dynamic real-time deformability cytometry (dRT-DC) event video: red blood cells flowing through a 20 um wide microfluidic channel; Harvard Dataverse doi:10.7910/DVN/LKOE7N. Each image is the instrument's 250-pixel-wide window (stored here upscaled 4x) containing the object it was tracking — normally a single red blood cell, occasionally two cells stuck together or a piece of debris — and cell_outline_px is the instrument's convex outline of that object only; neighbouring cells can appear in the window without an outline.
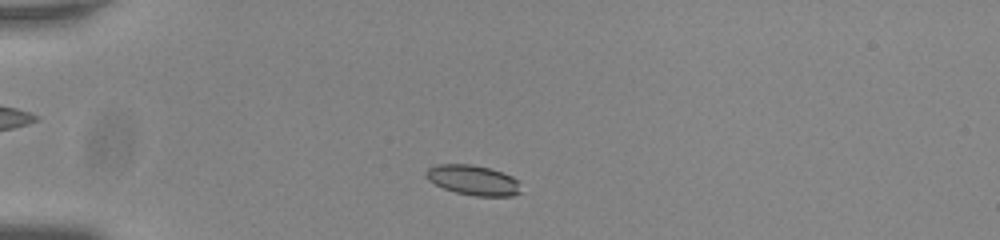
{"species": "common noctule bat (a hibernating species)", "species_latin": "Nyctalus noctula", "temperature_condition": "room temperature", "stored_images_in_passage": 43, "camera_frame_rate_fps": 3000, "um_per_image_px": 0.085, "animal": {"sex": "male", "body_mass_g": 20.0, "forearm_length_mm": 53.3}, "frame": {"image": 1, "passage_image": 3, "time_ms": 0.667, "image_size_px": [1000, 240], "cell_outline_px": [[520, 192], [512, 196], [476, 196], [456, 192], [444, 188], [428, 180], [424, 176], [424, 172], [428, 168], [436, 164], [472, 164], [488, 168], [512, 176], [520, 180]], "centroid_in_image_um": [40.21, 15.3], "position_along_channel_um": 44.8, "area_um2": 16.65}}
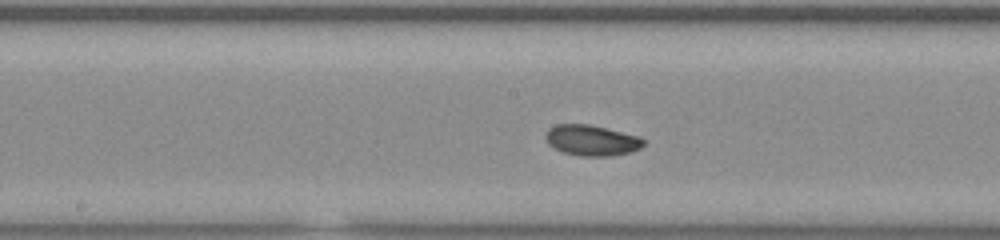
{"frame": {"image": 2, "passage_image": 18, "time_ms": 5.667, "image_size_px": [1000, 240], "cell_outline_px": [[644, 144], [640, 148], [628, 152], [608, 156], [580, 156], [564, 152], [548, 144], [544, 136], [548, 128], [556, 124], [588, 124], [640, 136], [644, 140]], "centroid_in_image_um": [50.26, 11.92], "position_along_channel_um": 197.9, "area_um2": 17.4}}
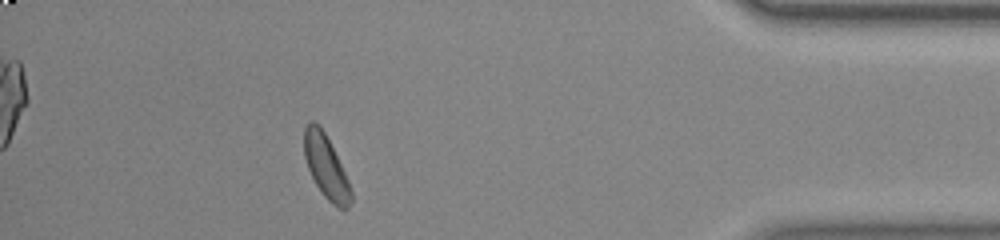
{"frame": {"image": 3, "passage_image": 38, "time_ms": 12.333, "image_size_px": [1000, 240], "cell_outline_px": [[352, 200], [348, 208], [344, 212], [336, 208], [324, 196], [316, 184], [308, 168], [304, 156], [304, 128], [308, 120], [312, 120], [320, 124], [348, 180], [352, 192]], "centroid_in_image_um": [27.71, 14.2], "position_along_channel_um": 407.5, "area_um2": 17.22}, "authors_computed_cell_mechanics": {"area_um2": 17.2244, "velocity_mm_per_s": 3.7536, "shape_relaxation_time_tau1_ms": 3.0123, "shape_relaxation_time_tau2_ms": 2.7144, "deformation_change_tau1": 0.0797, "deformation_change_tau2": 0.0598}}